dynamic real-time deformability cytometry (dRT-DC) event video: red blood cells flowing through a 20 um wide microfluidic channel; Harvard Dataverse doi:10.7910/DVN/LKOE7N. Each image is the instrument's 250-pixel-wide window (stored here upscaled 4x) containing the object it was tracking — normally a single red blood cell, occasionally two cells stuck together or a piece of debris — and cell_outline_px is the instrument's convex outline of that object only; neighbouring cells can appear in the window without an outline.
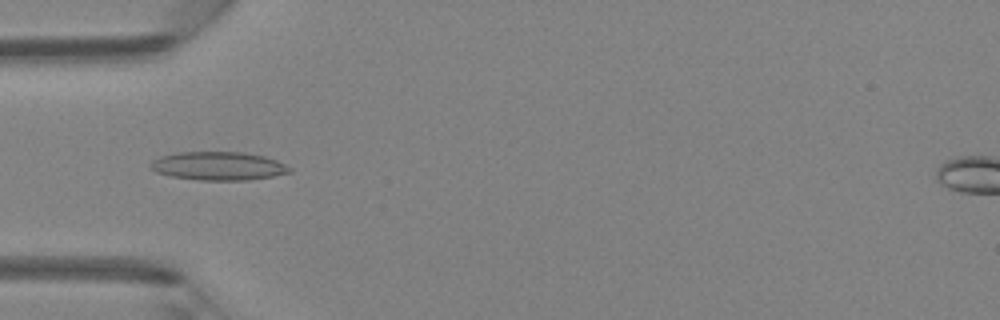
{"species": "Egyptian fruit bat (a non-hibernating species)", "species_latin": "Rousettus aegyptiacus", "temperature_condition": "room temperature", "stored_images_in_passage": 3, "camera_frame_rate_fps": 3000, "um_per_image_px": 0.085, "animal": {"sex": "female"}, "frame": {"image": 1, "passage_image": 3, "time_ms": 2.0, "image_size_px": [1000, 320], "cell_outline_px": [[292, 172], [272, 176], [248, 180], [200, 180], [172, 176], [156, 172], [148, 164], [152, 160], [160, 156], [176, 152], [244, 152], [264, 156], [276, 160], [292, 168]], "centroid_in_image_um": [18.56, 14.1], "position_along_channel_um": 66.4, "area_um2": 23.06}}